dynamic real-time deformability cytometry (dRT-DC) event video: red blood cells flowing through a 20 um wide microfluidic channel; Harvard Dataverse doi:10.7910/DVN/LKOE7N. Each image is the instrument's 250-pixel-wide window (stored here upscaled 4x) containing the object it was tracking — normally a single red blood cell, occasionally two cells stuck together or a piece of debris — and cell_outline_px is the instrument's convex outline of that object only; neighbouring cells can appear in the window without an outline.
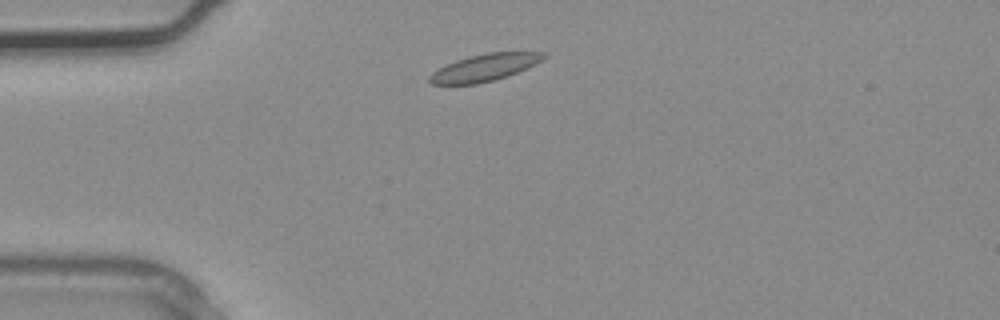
{"species": "common noctule bat (a hibernating species)", "species_latin": "Nyctalus noctula", "temperature_condition": "warm", "stored_images_in_passage": 1, "camera_frame_rate_fps": 3000, "um_per_image_px": 0.085, "animal": {"sex": "male", "body_mass_g": 20.4}, "frame": {"image": 1, "passage_image": 1, "time_ms": 0.0, "image_size_px": [1000, 320], "cell_outline_px": [[548, 56], [528, 68], [508, 76], [496, 80], [476, 84], [432, 84], [428, 80], [428, 76], [432, 72], [456, 60], [488, 52], [544, 52]], "centroid_in_image_um": [41.21, 5.75], "position_along_channel_um": 43.8, "area_um2": 17.92}}